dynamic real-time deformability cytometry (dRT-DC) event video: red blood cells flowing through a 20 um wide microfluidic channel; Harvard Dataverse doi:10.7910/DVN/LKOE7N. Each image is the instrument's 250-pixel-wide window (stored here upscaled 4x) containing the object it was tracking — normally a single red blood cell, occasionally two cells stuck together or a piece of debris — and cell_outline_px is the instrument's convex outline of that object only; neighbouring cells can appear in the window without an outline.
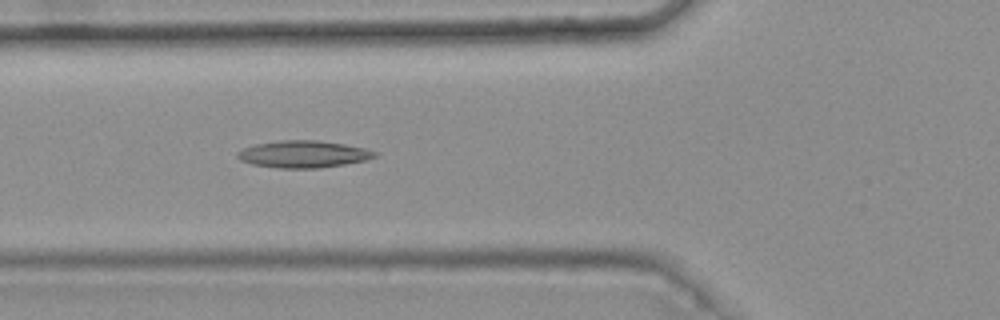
{"species": "common noctule bat (a hibernating species)", "species_latin": "Nyctalus noctula", "temperature_condition": "warm", "stored_images_in_passage": 6, "camera_frame_rate_fps": 3000, "um_per_image_px": 0.085, "animal": {"sex": "female", "body_mass_g": 25.1}, "frame": {"image": 1, "passage_image": 6, "time_ms": 1.667, "image_size_px": [1000, 320], "cell_outline_px": [[376, 156], [364, 160], [344, 164], [320, 168], [276, 168], [252, 164], [240, 160], [236, 156], [236, 152], [244, 148], [256, 144], [280, 140], [316, 140], [344, 144], [364, 148], [376, 152]], "centroid_in_image_um": [25.74, 13.1], "position_along_channel_um": 100.1, "area_um2": 21.5}}